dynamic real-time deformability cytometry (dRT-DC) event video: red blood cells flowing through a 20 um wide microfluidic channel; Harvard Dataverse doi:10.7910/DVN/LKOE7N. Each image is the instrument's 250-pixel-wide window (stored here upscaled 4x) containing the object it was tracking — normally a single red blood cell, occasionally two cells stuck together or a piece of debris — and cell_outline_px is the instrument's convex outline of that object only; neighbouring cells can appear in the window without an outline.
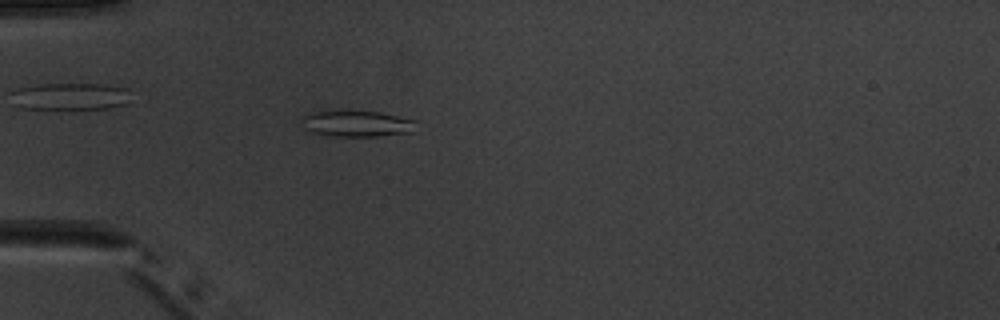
{"species": "common noctule bat (a hibernating species)", "species_latin": "Nyctalus noctula", "temperature_condition": "warm", "stored_images_in_passage": 2, "camera_frame_rate_fps": 3000, "um_per_image_px": 0.085, "animal": {"sex": "male", "body_mass_g": 20.1, "forearm_length_mm": 53.5}, "frame": {"image": 1, "passage_image": 2, "time_ms": 2.0, "image_size_px": [1000, 320], "cell_outline_px": [[420, 120], [412, 132], [376, 136], [336, 136], [312, 132], [304, 128], [300, 120], [304, 116], [312, 112], [340, 108], [380, 112]], "centroid_in_image_um": [30.34, 10.46], "position_along_channel_um": 54.7, "area_um2": 18.21}}